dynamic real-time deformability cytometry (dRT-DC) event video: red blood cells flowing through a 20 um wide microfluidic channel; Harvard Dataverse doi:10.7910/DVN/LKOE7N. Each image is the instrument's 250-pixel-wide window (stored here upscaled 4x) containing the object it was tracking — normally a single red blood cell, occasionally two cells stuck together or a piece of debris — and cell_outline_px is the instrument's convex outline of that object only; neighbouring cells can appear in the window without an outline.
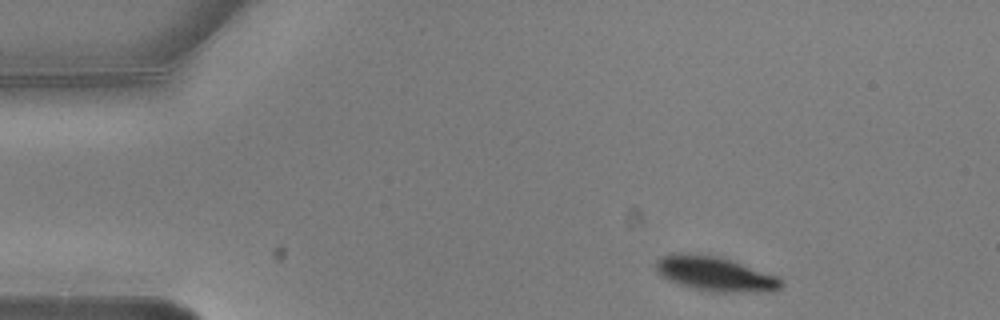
{"species": "common noctule bat (a hibernating species)", "species_latin": "Nyctalus noctula", "temperature_condition": "warm", "stored_images_in_passage": 4, "camera_frame_rate_fps": 3000, "um_per_image_px": 0.085, "animal": {"sex": "male", "body_mass_g": 20.5, "forearm_length_mm": 52.5}, "frame": {"image": 1, "passage_image": 1, "time_ms": 0.0, "image_size_px": [1000, 320], "cell_outline_px": [[784, 284], [780, 288], [768, 292], [716, 292], [692, 288], [668, 280], [660, 276], [656, 268], [656, 260], [660, 256], [680, 252], [720, 256], [732, 260], [776, 276]], "centroid_in_image_um": [60.75, 23.27], "position_along_channel_um": 24.2, "area_um2": 25.26}}
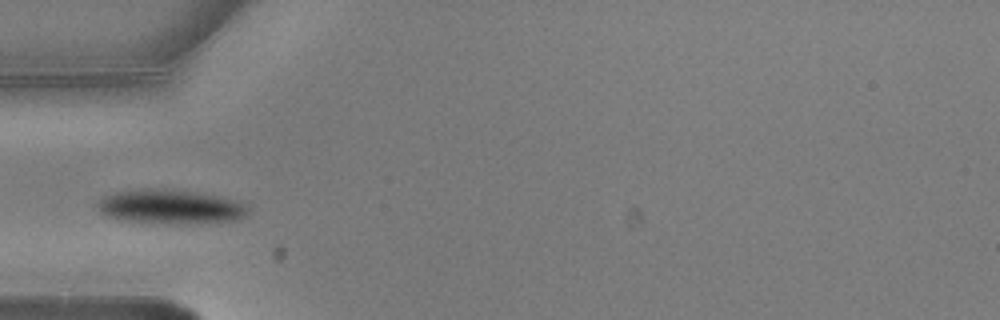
{"frame": {"image": 2, "passage_image": 4, "time_ms": 1.0, "image_size_px": [1000, 320], "cell_outline_px": [[248, 212], [244, 216], [236, 220], [184, 224], [124, 220], [108, 216], [100, 212], [96, 208], [96, 204], [104, 196], [112, 192], [140, 188], [168, 188], [224, 196], [240, 200], [248, 208]], "centroid_in_image_um": [14.5, 17.54], "position_along_channel_um": 70.5, "area_um2": 30.46}}